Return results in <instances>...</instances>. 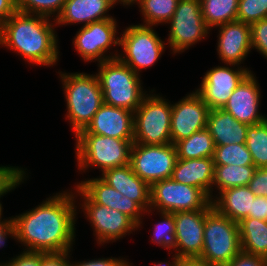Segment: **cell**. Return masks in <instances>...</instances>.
Instances as JSON below:
<instances>
[{
  "label": "cell",
  "instance_id": "4316f807",
  "mask_svg": "<svg viewBox=\"0 0 267 266\" xmlns=\"http://www.w3.org/2000/svg\"><path fill=\"white\" fill-rule=\"evenodd\" d=\"M177 159L213 158L214 140L205 128L193 133L190 137L177 141L175 144Z\"/></svg>",
  "mask_w": 267,
  "mask_h": 266
},
{
  "label": "cell",
  "instance_id": "cb8c5ba5",
  "mask_svg": "<svg viewBox=\"0 0 267 266\" xmlns=\"http://www.w3.org/2000/svg\"><path fill=\"white\" fill-rule=\"evenodd\" d=\"M255 198L256 195L248 186H238L214 194L211 202L220 214L239 223L243 218H252Z\"/></svg>",
  "mask_w": 267,
  "mask_h": 266
},
{
  "label": "cell",
  "instance_id": "2e32d148",
  "mask_svg": "<svg viewBox=\"0 0 267 266\" xmlns=\"http://www.w3.org/2000/svg\"><path fill=\"white\" fill-rule=\"evenodd\" d=\"M256 75L250 72L232 92L227 103L222 108L229 112L237 121L247 124H259L267 119L259 108L261 90Z\"/></svg>",
  "mask_w": 267,
  "mask_h": 266
},
{
  "label": "cell",
  "instance_id": "7a4b0ae2",
  "mask_svg": "<svg viewBox=\"0 0 267 266\" xmlns=\"http://www.w3.org/2000/svg\"><path fill=\"white\" fill-rule=\"evenodd\" d=\"M55 20L17 11L0 26V46L14 51L32 66L53 67L59 61Z\"/></svg>",
  "mask_w": 267,
  "mask_h": 266
},
{
  "label": "cell",
  "instance_id": "b9f144b4",
  "mask_svg": "<svg viewBox=\"0 0 267 266\" xmlns=\"http://www.w3.org/2000/svg\"><path fill=\"white\" fill-rule=\"evenodd\" d=\"M226 266H267V259L241 251Z\"/></svg>",
  "mask_w": 267,
  "mask_h": 266
},
{
  "label": "cell",
  "instance_id": "5bb4252c",
  "mask_svg": "<svg viewBox=\"0 0 267 266\" xmlns=\"http://www.w3.org/2000/svg\"><path fill=\"white\" fill-rule=\"evenodd\" d=\"M250 72L253 71L248 67L233 64L213 67L205 73L195 91L210 110L223 108L232 92Z\"/></svg>",
  "mask_w": 267,
  "mask_h": 266
},
{
  "label": "cell",
  "instance_id": "d590c367",
  "mask_svg": "<svg viewBox=\"0 0 267 266\" xmlns=\"http://www.w3.org/2000/svg\"><path fill=\"white\" fill-rule=\"evenodd\" d=\"M27 169L18 166H0V198L27 180Z\"/></svg>",
  "mask_w": 267,
  "mask_h": 266
},
{
  "label": "cell",
  "instance_id": "836d02e7",
  "mask_svg": "<svg viewBox=\"0 0 267 266\" xmlns=\"http://www.w3.org/2000/svg\"><path fill=\"white\" fill-rule=\"evenodd\" d=\"M65 2L66 0H17V10L55 20L61 13Z\"/></svg>",
  "mask_w": 267,
  "mask_h": 266
},
{
  "label": "cell",
  "instance_id": "681fc988",
  "mask_svg": "<svg viewBox=\"0 0 267 266\" xmlns=\"http://www.w3.org/2000/svg\"><path fill=\"white\" fill-rule=\"evenodd\" d=\"M0 201H1V199H0ZM3 209L4 208L2 206V203L0 202V224H7L11 221V217H9V218L6 217V219L5 218L3 219V217H2Z\"/></svg>",
  "mask_w": 267,
  "mask_h": 266
},
{
  "label": "cell",
  "instance_id": "ab89813d",
  "mask_svg": "<svg viewBox=\"0 0 267 266\" xmlns=\"http://www.w3.org/2000/svg\"><path fill=\"white\" fill-rule=\"evenodd\" d=\"M73 250L57 253H42L40 266H71L70 257Z\"/></svg>",
  "mask_w": 267,
  "mask_h": 266
},
{
  "label": "cell",
  "instance_id": "f546056e",
  "mask_svg": "<svg viewBox=\"0 0 267 266\" xmlns=\"http://www.w3.org/2000/svg\"><path fill=\"white\" fill-rule=\"evenodd\" d=\"M179 0H137L142 14V25L153 26L165 25L172 18Z\"/></svg>",
  "mask_w": 267,
  "mask_h": 266
},
{
  "label": "cell",
  "instance_id": "3957f363",
  "mask_svg": "<svg viewBox=\"0 0 267 266\" xmlns=\"http://www.w3.org/2000/svg\"><path fill=\"white\" fill-rule=\"evenodd\" d=\"M66 101V120L76 137L90 124L95 113L104 104L98 77L85 72H57Z\"/></svg>",
  "mask_w": 267,
  "mask_h": 266
},
{
  "label": "cell",
  "instance_id": "8d00e7d4",
  "mask_svg": "<svg viewBox=\"0 0 267 266\" xmlns=\"http://www.w3.org/2000/svg\"><path fill=\"white\" fill-rule=\"evenodd\" d=\"M251 27V46L267 59V19L254 22Z\"/></svg>",
  "mask_w": 267,
  "mask_h": 266
},
{
  "label": "cell",
  "instance_id": "f907efd6",
  "mask_svg": "<svg viewBox=\"0 0 267 266\" xmlns=\"http://www.w3.org/2000/svg\"><path fill=\"white\" fill-rule=\"evenodd\" d=\"M0 266H6L3 262H0Z\"/></svg>",
  "mask_w": 267,
  "mask_h": 266
},
{
  "label": "cell",
  "instance_id": "ba28073f",
  "mask_svg": "<svg viewBox=\"0 0 267 266\" xmlns=\"http://www.w3.org/2000/svg\"><path fill=\"white\" fill-rule=\"evenodd\" d=\"M165 43L158 36L153 26L142 24L130 25L120 34L118 59L128 65L135 73L152 67L165 52Z\"/></svg>",
  "mask_w": 267,
  "mask_h": 266
},
{
  "label": "cell",
  "instance_id": "e575fe53",
  "mask_svg": "<svg viewBox=\"0 0 267 266\" xmlns=\"http://www.w3.org/2000/svg\"><path fill=\"white\" fill-rule=\"evenodd\" d=\"M267 19V0H239L237 21L251 25Z\"/></svg>",
  "mask_w": 267,
  "mask_h": 266
},
{
  "label": "cell",
  "instance_id": "30bf717a",
  "mask_svg": "<svg viewBox=\"0 0 267 266\" xmlns=\"http://www.w3.org/2000/svg\"><path fill=\"white\" fill-rule=\"evenodd\" d=\"M211 204L210 197L203 190L169 178L150 185V209L145 213L202 210Z\"/></svg>",
  "mask_w": 267,
  "mask_h": 266
},
{
  "label": "cell",
  "instance_id": "277c9868",
  "mask_svg": "<svg viewBox=\"0 0 267 266\" xmlns=\"http://www.w3.org/2000/svg\"><path fill=\"white\" fill-rule=\"evenodd\" d=\"M96 73L104 104L134 112L148 91L143 88L141 75L118 58L97 63Z\"/></svg>",
  "mask_w": 267,
  "mask_h": 266
},
{
  "label": "cell",
  "instance_id": "83f0119b",
  "mask_svg": "<svg viewBox=\"0 0 267 266\" xmlns=\"http://www.w3.org/2000/svg\"><path fill=\"white\" fill-rule=\"evenodd\" d=\"M257 168L254 165H215L213 188L219 193L238 186H248ZM218 190V191H217Z\"/></svg>",
  "mask_w": 267,
  "mask_h": 266
},
{
  "label": "cell",
  "instance_id": "f6af8a7d",
  "mask_svg": "<svg viewBox=\"0 0 267 266\" xmlns=\"http://www.w3.org/2000/svg\"><path fill=\"white\" fill-rule=\"evenodd\" d=\"M177 266H213L200 256L181 257L178 260Z\"/></svg>",
  "mask_w": 267,
  "mask_h": 266
},
{
  "label": "cell",
  "instance_id": "d4e9b609",
  "mask_svg": "<svg viewBox=\"0 0 267 266\" xmlns=\"http://www.w3.org/2000/svg\"><path fill=\"white\" fill-rule=\"evenodd\" d=\"M248 127L222 108L210 110L206 125L215 146L246 143Z\"/></svg>",
  "mask_w": 267,
  "mask_h": 266
},
{
  "label": "cell",
  "instance_id": "603a6c76",
  "mask_svg": "<svg viewBox=\"0 0 267 266\" xmlns=\"http://www.w3.org/2000/svg\"><path fill=\"white\" fill-rule=\"evenodd\" d=\"M214 168L213 158L177 159L171 178L203 190L212 200Z\"/></svg>",
  "mask_w": 267,
  "mask_h": 266
},
{
  "label": "cell",
  "instance_id": "4fadbf2b",
  "mask_svg": "<svg viewBox=\"0 0 267 266\" xmlns=\"http://www.w3.org/2000/svg\"><path fill=\"white\" fill-rule=\"evenodd\" d=\"M177 160L173 143L164 145L133 143L130 165L134 173L149 185L172 177Z\"/></svg>",
  "mask_w": 267,
  "mask_h": 266
},
{
  "label": "cell",
  "instance_id": "60d3db41",
  "mask_svg": "<svg viewBox=\"0 0 267 266\" xmlns=\"http://www.w3.org/2000/svg\"><path fill=\"white\" fill-rule=\"evenodd\" d=\"M71 266H132V263L127 261L125 258H95L92 260H84V261H72Z\"/></svg>",
  "mask_w": 267,
  "mask_h": 266
},
{
  "label": "cell",
  "instance_id": "44dd1931",
  "mask_svg": "<svg viewBox=\"0 0 267 266\" xmlns=\"http://www.w3.org/2000/svg\"><path fill=\"white\" fill-rule=\"evenodd\" d=\"M99 177L145 212L150 209V185L134 173L130 164L108 169Z\"/></svg>",
  "mask_w": 267,
  "mask_h": 266
},
{
  "label": "cell",
  "instance_id": "74e56055",
  "mask_svg": "<svg viewBox=\"0 0 267 266\" xmlns=\"http://www.w3.org/2000/svg\"><path fill=\"white\" fill-rule=\"evenodd\" d=\"M3 263L6 266H40L41 252L23 250L20 254Z\"/></svg>",
  "mask_w": 267,
  "mask_h": 266
},
{
  "label": "cell",
  "instance_id": "7c38bea8",
  "mask_svg": "<svg viewBox=\"0 0 267 266\" xmlns=\"http://www.w3.org/2000/svg\"><path fill=\"white\" fill-rule=\"evenodd\" d=\"M118 23L115 18L104 19L81 26L72 40L81 60L84 62H104L118 57V50L109 52L113 46L119 47L120 36L117 30ZM109 52V55L107 53Z\"/></svg>",
  "mask_w": 267,
  "mask_h": 266
},
{
  "label": "cell",
  "instance_id": "8fae6325",
  "mask_svg": "<svg viewBox=\"0 0 267 266\" xmlns=\"http://www.w3.org/2000/svg\"><path fill=\"white\" fill-rule=\"evenodd\" d=\"M169 24L167 45L173 55L181 54L206 39L210 30L205 25L200 0H179Z\"/></svg>",
  "mask_w": 267,
  "mask_h": 266
},
{
  "label": "cell",
  "instance_id": "f35d334b",
  "mask_svg": "<svg viewBox=\"0 0 267 266\" xmlns=\"http://www.w3.org/2000/svg\"><path fill=\"white\" fill-rule=\"evenodd\" d=\"M256 196H267V168H257L248 184Z\"/></svg>",
  "mask_w": 267,
  "mask_h": 266
},
{
  "label": "cell",
  "instance_id": "1f68e13d",
  "mask_svg": "<svg viewBox=\"0 0 267 266\" xmlns=\"http://www.w3.org/2000/svg\"><path fill=\"white\" fill-rule=\"evenodd\" d=\"M213 160L214 165H254L245 143L215 146Z\"/></svg>",
  "mask_w": 267,
  "mask_h": 266
},
{
  "label": "cell",
  "instance_id": "8992f818",
  "mask_svg": "<svg viewBox=\"0 0 267 266\" xmlns=\"http://www.w3.org/2000/svg\"><path fill=\"white\" fill-rule=\"evenodd\" d=\"M241 251L238 222L212 207L206 214L200 257L210 265L226 266Z\"/></svg>",
  "mask_w": 267,
  "mask_h": 266
},
{
  "label": "cell",
  "instance_id": "ac0fdd59",
  "mask_svg": "<svg viewBox=\"0 0 267 266\" xmlns=\"http://www.w3.org/2000/svg\"><path fill=\"white\" fill-rule=\"evenodd\" d=\"M77 185L94 203L123 212L137 226H142L145 211L134 201L123 196L100 177L81 180Z\"/></svg>",
  "mask_w": 267,
  "mask_h": 266
},
{
  "label": "cell",
  "instance_id": "c3c4849f",
  "mask_svg": "<svg viewBox=\"0 0 267 266\" xmlns=\"http://www.w3.org/2000/svg\"><path fill=\"white\" fill-rule=\"evenodd\" d=\"M112 1L117 5H118V3H120L124 7L133 6L137 2V0H112Z\"/></svg>",
  "mask_w": 267,
  "mask_h": 266
},
{
  "label": "cell",
  "instance_id": "9c48e42d",
  "mask_svg": "<svg viewBox=\"0 0 267 266\" xmlns=\"http://www.w3.org/2000/svg\"><path fill=\"white\" fill-rule=\"evenodd\" d=\"M74 196L80 197L77 208L82 209L93 229V235L99 246L116 242L123 237L135 233L138 226L123 212L94 203L77 185ZM83 198V199H82ZM82 201V202H81Z\"/></svg>",
  "mask_w": 267,
  "mask_h": 266
},
{
  "label": "cell",
  "instance_id": "4dcf8cb0",
  "mask_svg": "<svg viewBox=\"0 0 267 266\" xmlns=\"http://www.w3.org/2000/svg\"><path fill=\"white\" fill-rule=\"evenodd\" d=\"M245 144L254 166L267 168V119L259 124L249 125Z\"/></svg>",
  "mask_w": 267,
  "mask_h": 266
},
{
  "label": "cell",
  "instance_id": "f1b7e54d",
  "mask_svg": "<svg viewBox=\"0 0 267 266\" xmlns=\"http://www.w3.org/2000/svg\"><path fill=\"white\" fill-rule=\"evenodd\" d=\"M200 4L205 25L210 31L237 20L239 0H200Z\"/></svg>",
  "mask_w": 267,
  "mask_h": 266
},
{
  "label": "cell",
  "instance_id": "484cf974",
  "mask_svg": "<svg viewBox=\"0 0 267 266\" xmlns=\"http://www.w3.org/2000/svg\"><path fill=\"white\" fill-rule=\"evenodd\" d=\"M238 225L242 251L267 259V221L243 218Z\"/></svg>",
  "mask_w": 267,
  "mask_h": 266
},
{
  "label": "cell",
  "instance_id": "9a60e30c",
  "mask_svg": "<svg viewBox=\"0 0 267 266\" xmlns=\"http://www.w3.org/2000/svg\"><path fill=\"white\" fill-rule=\"evenodd\" d=\"M210 109L202 97L192 91L185 97L172 103L171 113V142L190 137L193 133L206 128Z\"/></svg>",
  "mask_w": 267,
  "mask_h": 266
},
{
  "label": "cell",
  "instance_id": "7dc6e473",
  "mask_svg": "<svg viewBox=\"0 0 267 266\" xmlns=\"http://www.w3.org/2000/svg\"><path fill=\"white\" fill-rule=\"evenodd\" d=\"M173 253L174 254L172 255V262H170V261L159 262L158 261L157 264L155 263L153 266H177L179 257L175 252H173Z\"/></svg>",
  "mask_w": 267,
  "mask_h": 266
},
{
  "label": "cell",
  "instance_id": "bcb514c9",
  "mask_svg": "<svg viewBox=\"0 0 267 266\" xmlns=\"http://www.w3.org/2000/svg\"><path fill=\"white\" fill-rule=\"evenodd\" d=\"M13 239V222L12 220L7 224H0V248L5 247L7 238Z\"/></svg>",
  "mask_w": 267,
  "mask_h": 266
},
{
  "label": "cell",
  "instance_id": "d6986e66",
  "mask_svg": "<svg viewBox=\"0 0 267 266\" xmlns=\"http://www.w3.org/2000/svg\"><path fill=\"white\" fill-rule=\"evenodd\" d=\"M217 55L224 64L241 66L252 50L251 27L233 21L218 26Z\"/></svg>",
  "mask_w": 267,
  "mask_h": 266
},
{
  "label": "cell",
  "instance_id": "5b68a950",
  "mask_svg": "<svg viewBox=\"0 0 267 266\" xmlns=\"http://www.w3.org/2000/svg\"><path fill=\"white\" fill-rule=\"evenodd\" d=\"M75 139L76 165L81 173L92 167L100 169L103 173L130 163L134 140L95 134H78Z\"/></svg>",
  "mask_w": 267,
  "mask_h": 266
},
{
  "label": "cell",
  "instance_id": "ffe728a7",
  "mask_svg": "<svg viewBox=\"0 0 267 266\" xmlns=\"http://www.w3.org/2000/svg\"><path fill=\"white\" fill-rule=\"evenodd\" d=\"M79 134H95L134 140V112L103 104Z\"/></svg>",
  "mask_w": 267,
  "mask_h": 266
},
{
  "label": "cell",
  "instance_id": "d6a6232c",
  "mask_svg": "<svg viewBox=\"0 0 267 266\" xmlns=\"http://www.w3.org/2000/svg\"><path fill=\"white\" fill-rule=\"evenodd\" d=\"M161 215V221L154 225L151 242L167 249L169 254L176 253V235L174 214L170 212H158Z\"/></svg>",
  "mask_w": 267,
  "mask_h": 266
},
{
  "label": "cell",
  "instance_id": "e0dca14e",
  "mask_svg": "<svg viewBox=\"0 0 267 266\" xmlns=\"http://www.w3.org/2000/svg\"><path fill=\"white\" fill-rule=\"evenodd\" d=\"M213 207L193 211L175 212L176 254L181 257L200 256L207 212Z\"/></svg>",
  "mask_w": 267,
  "mask_h": 266
},
{
  "label": "cell",
  "instance_id": "7bdbcfd3",
  "mask_svg": "<svg viewBox=\"0 0 267 266\" xmlns=\"http://www.w3.org/2000/svg\"><path fill=\"white\" fill-rule=\"evenodd\" d=\"M252 218L267 221V196H256L252 206Z\"/></svg>",
  "mask_w": 267,
  "mask_h": 266
},
{
  "label": "cell",
  "instance_id": "ee69618b",
  "mask_svg": "<svg viewBox=\"0 0 267 266\" xmlns=\"http://www.w3.org/2000/svg\"><path fill=\"white\" fill-rule=\"evenodd\" d=\"M17 11V0H0V26Z\"/></svg>",
  "mask_w": 267,
  "mask_h": 266
},
{
  "label": "cell",
  "instance_id": "7402d4cb",
  "mask_svg": "<svg viewBox=\"0 0 267 266\" xmlns=\"http://www.w3.org/2000/svg\"><path fill=\"white\" fill-rule=\"evenodd\" d=\"M112 0H66L59 16L55 19L57 27L82 24L115 18L109 10L115 7Z\"/></svg>",
  "mask_w": 267,
  "mask_h": 266
},
{
  "label": "cell",
  "instance_id": "52a82bcc",
  "mask_svg": "<svg viewBox=\"0 0 267 266\" xmlns=\"http://www.w3.org/2000/svg\"><path fill=\"white\" fill-rule=\"evenodd\" d=\"M150 92V93H149ZM134 111V143L164 145L171 142L172 102L149 91Z\"/></svg>",
  "mask_w": 267,
  "mask_h": 266
},
{
  "label": "cell",
  "instance_id": "6da1fadb",
  "mask_svg": "<svg viewBox=\"0 0 267 266\" xmlns=\"http://www.w3.org/2000/svg\"><path fill=\"white\" fill-rule=\"evenodd\" d=\"M76 199L74 190L60 191L31 210L12 216L14 240L28 251L73 250L78 213Z\"/></svg>",
  "mask_w": 267,
  "mask_h": 266
}]
</instances>
